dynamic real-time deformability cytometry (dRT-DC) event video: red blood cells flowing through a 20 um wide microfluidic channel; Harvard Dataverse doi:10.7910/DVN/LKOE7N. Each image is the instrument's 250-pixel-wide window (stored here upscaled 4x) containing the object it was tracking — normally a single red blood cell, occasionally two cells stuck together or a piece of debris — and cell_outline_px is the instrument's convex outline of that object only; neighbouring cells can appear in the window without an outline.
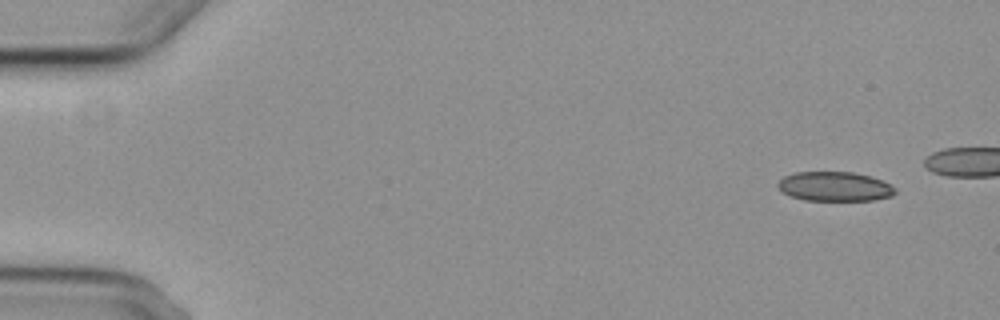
{"species": "common noctule bat (a hibernating species)", "species_latin": "Nyctalus noctula", "temperature_condition": "cold", "stored_images_in_passage": 5, "camera_frame_rate_fps": 3000, "um_per_image_px": 0.085, "animal": {"sex": "female", "body_mass_g": 29.2, "forearm_length_mm": 56.3}, "frame": {"image": 1, "passage_image": 1, "time_ms": 0.0, "image_size_px": [1000, 320], "cell_outline_px": [[896, 192], [892, 196], [872, 200], [804, 200], [792, 196], [784, 192], [776, 184], [784, 176], [796, 172], [852, 172], [872, 176], [892, 184], [896, 188]], "centroid_in_image_um": [71.0, 15.84], "position_along_channel_um": 14.0, "area_um2": 20.11}}